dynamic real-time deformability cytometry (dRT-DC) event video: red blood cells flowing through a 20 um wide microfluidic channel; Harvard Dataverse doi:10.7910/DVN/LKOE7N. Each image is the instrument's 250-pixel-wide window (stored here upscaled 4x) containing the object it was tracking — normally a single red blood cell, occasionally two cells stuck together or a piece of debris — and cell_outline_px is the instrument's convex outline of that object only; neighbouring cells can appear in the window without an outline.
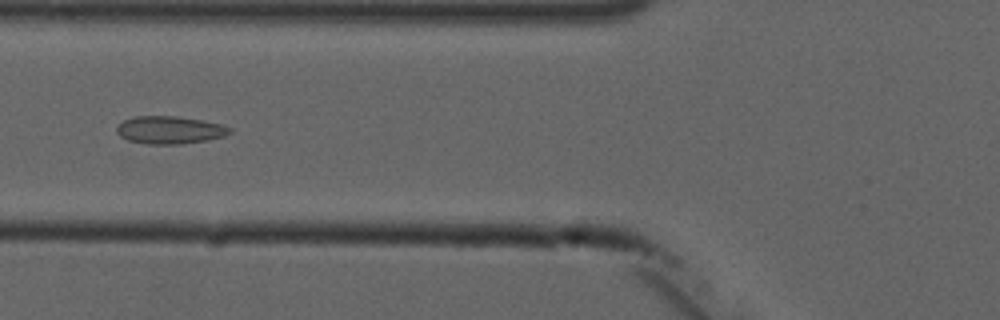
{"species": "common noctule bat (a hibernating species)", "species_latin": "Nyctalus noctula", "temperature_condition": "cold", "stored_images_in_passage": 8, "camera_frame_rate_fps": 3000, "um_per_image_px": 0.085, "animal": {"sex": "male", "forearm_length_mm": 52.5}, "frame": {"image": 1, "passage_image": 5, "time_ms": 6.0, "image_size_px": [1000, 320], "cell_outline_px": [[232, 132], [224, 136], [208, 140], [180, 144], [148, 144], [128, 140], [120, 136], [116, 132], [116, 128], [124, 120], [136, 116], [176, 116], [224, 124], [232, 128]], "centroid_in_image_um": [14.46, 11.05], "position_along_channel_um": 111.3, "area_um2": 18.26}}
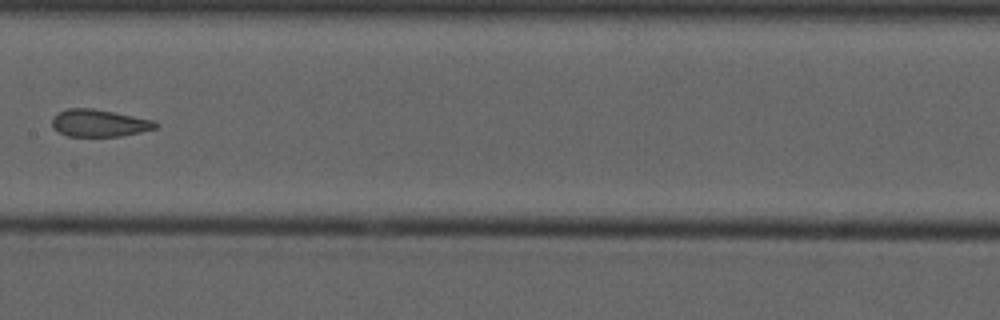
{"frame": {"image": 2, "passage_image": 7, "time_ms": 8.333, "image_size_px": [1000, 320], "cell_outline_px": [[160, 124], [156, 128], [140, 132], [120, 136], [68, 136], [60, 132], [52, 124], [52, 116], [68, 108], [92, 108], [156, 120]], "centroid_in_image_um": [8.48, 10.45], "position_along_channel_um": 198.9, "area_um2": 16.36}}
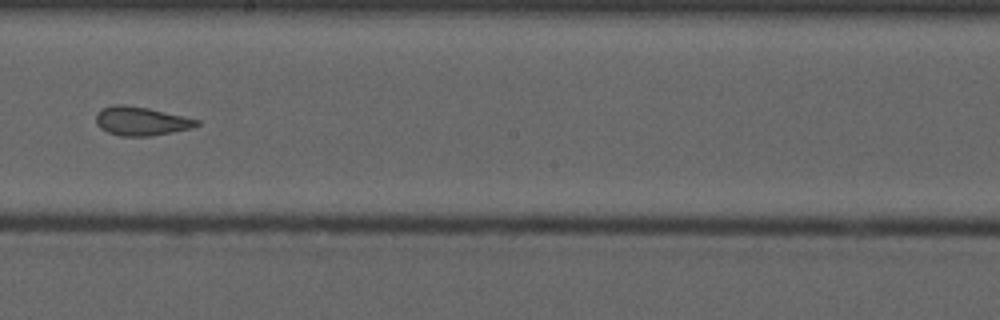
{"frame": {"image": 3, "passage_image": 8, "time_ms": 9.333, "image_size_px": [1000, 320], "cell_outline_px": [[200, 124], [192, 128], [152, 136], [120, 136], [108, 132], [100, 128], [96, 124], [96, 112], [100, 108], [116, 104], [124, 104], [148, 108], [200, 120]], "centroid_in_image_um": [11.96, 10.29], "position_along_channel_um": 236.2, "area_um2": 16.99}}